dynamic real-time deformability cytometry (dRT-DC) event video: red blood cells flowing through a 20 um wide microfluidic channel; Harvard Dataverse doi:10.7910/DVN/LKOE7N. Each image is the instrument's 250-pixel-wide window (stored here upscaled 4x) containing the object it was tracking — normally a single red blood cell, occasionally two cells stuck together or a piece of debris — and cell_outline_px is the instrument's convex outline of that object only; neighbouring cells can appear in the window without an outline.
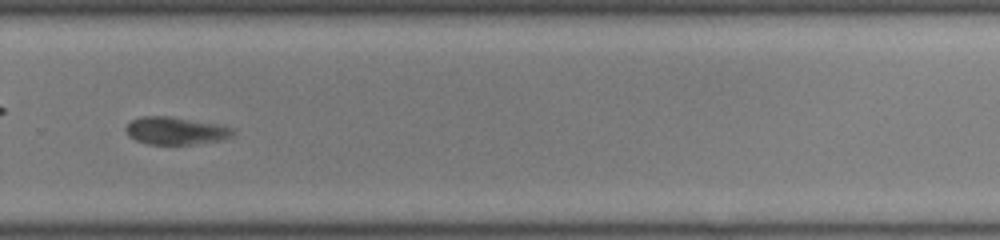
{"species": "common noctule bat (a hibernating species)", "species_latin": "Nyctalus noctula", "temperature_condition": "room temperature", "stored_images_in_passage": 38, "camera_frame_rate_fps": 3000, "um_per_image_px": 0.085, "animal": {"sex": "male", "body_mass_g": 19.0, "forearm_length_mm": 50.8}, "frame": {"image": 1, "passage_image": 22, "time_ms": 7.0, "image_size_px": [1000, 240], "cell_outline_px": [[236, 132], [232, 136], [220, 140], [192, 144], [148, 144], [136, 140], [128, 136], [124, 128], [132, 120], [144, 116], [172, 116], [220, 124], [232, 128]], "centroid_in_image_um": [14.94, 11.1], "position_along_channel_um": 314.9, "area_um2": 17.28}}
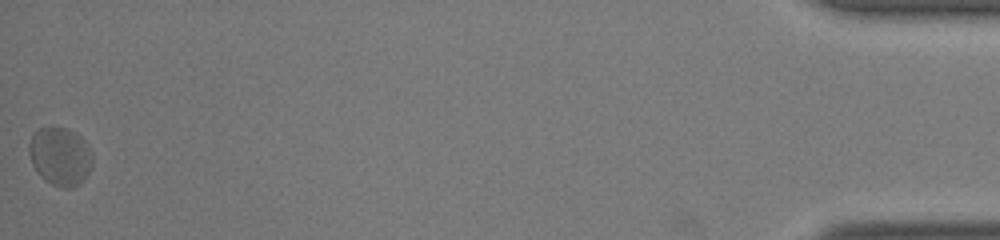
{"frame": {"image": 2, "passage_image": 38, "time_ms": 12.333, "image_size_px": [1000, 240], "cell_outline_px": [[92, 164], [84, 180], [80, 184], [72, 188], [64, 188], [52, 184], [44, 180], [40, 176], [32, 164], [28, 152], [28, 144], [32, 132], [36, 128], [68, 128], [80, 136], [92, 152]], "centroid_in_image_um": [5.09, 13.29], "position_along_channel_um": 430.1, "area_um2": 21.73}, "authors_computed_cell_mechanics": {"area_um2": 17.3978, "velocity_mm_per_s": 3.9321, "shape_relaxation_time_tau1_ms": null, "shape_relaxation_time_tau2_ms": 1.9049, "deformation_change_tau1": null, "deformation_change_tau2": 0.0692}}